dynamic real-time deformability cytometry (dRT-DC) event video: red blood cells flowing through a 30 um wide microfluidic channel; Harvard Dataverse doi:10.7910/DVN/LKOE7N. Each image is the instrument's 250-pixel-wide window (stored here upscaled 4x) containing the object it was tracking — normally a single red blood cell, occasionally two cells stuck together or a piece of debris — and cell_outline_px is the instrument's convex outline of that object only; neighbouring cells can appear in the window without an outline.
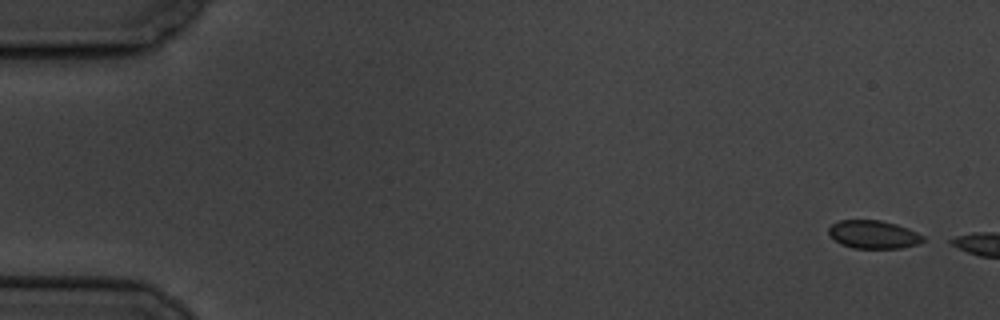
{"species": "common noctule bat (a hibernating species)", "species_latin": "Nyctalus noctula", "temperature_condition": "cold", "stored_images_in_passage": 4, "camera_frame_rate_fps": 3000, "um_per_image_px": 0.085, "animal": {"sex": "male", "body_mass_g": 19.5, "forearm_length_mm": 54.6}, "frame": {"image": 1, "passage_image": 1, "time_ms": 0.0, "image_size_px": [1000, 320], "cell_outline_px": [[924, 240], [920, 244], [900, 248], [852, 248], [840, 244], [828, 232], [828, 228], [832, 224], [840, 220], [880, 220], [896, 224], [908, 228], [924, 236]], "centroid_in_image_um": [74.26, 19.93], "position_along_channel_um": 10.7, "area_um2": 15.49}}